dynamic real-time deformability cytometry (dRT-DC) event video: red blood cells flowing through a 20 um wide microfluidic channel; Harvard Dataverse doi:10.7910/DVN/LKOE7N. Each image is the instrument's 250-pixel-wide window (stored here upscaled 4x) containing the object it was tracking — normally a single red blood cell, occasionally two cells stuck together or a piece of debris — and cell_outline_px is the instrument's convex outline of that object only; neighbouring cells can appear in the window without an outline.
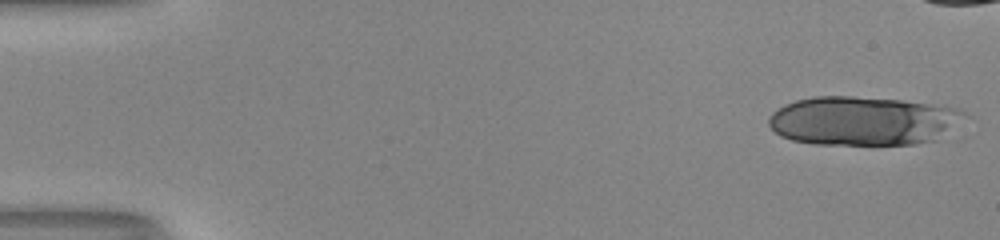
{"species": "human", "species_latin": "Homo sapiens", "temperature_condition": "room temperature", "stored_images_in_passage": 17, "camera_frame_rate_fps": 3000, "um_per_image_px": 0.085, "donor": {"sex": "male"}, "frame": {"image": 1, "passage_image": 1, "time_ms": 0.0, "image_size_px": [1000, 240], "cell_outline_px": [[968, 116], [936, 140], [916, 144], [816, 144], [792, 140], [780, 136], [768, 124], [768, 120], [772, 112], [784, 104], [796, 100], [812, 96], [852, 96], [900, 100], [960, 108]], "centroid_in_image_um": [73.34, 10.26], "position_along_channel_um": 11.7, "area_um2": 55.83}}